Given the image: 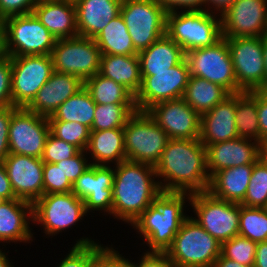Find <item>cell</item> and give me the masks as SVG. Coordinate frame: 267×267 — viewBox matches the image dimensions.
I'll return each mask as SVG.
<instances>
[{
  "instance_id": "obj_29",
  "label": "cell",
  "mask_w": 267,
  "mask_h": 267,
  "mask_svg": "<svg viewBox=\"0 0 267 267\" xmlns=\"http://www.w3.org/2000/svg\"><path fill=\"white\" fill-rule=\"evenodd\" d=\"M86 153H91L93 165L109 166L127 160L124 128H115L101 131H91Z\"/></svg>"
},
{
  "instance_id": "obj_1",
  "label": "cell",
  "mask_w": 267,
  "mask_h": 267,
  "mask_svg": "<svg viewBox=\"0 0 267 267\" xmlns=\"http://www.w3.org/2000/svg\"><path fill=\"white\" fill-rule=\"evenodd\" d=\"M155 171L163 192H206L210 183L206 147L199 139H169Z\"/></svg>"
},
{
  "instance_id": "obj_20",
  "label": "cell",
  "mask_w": 267,
  "mask_h": 267,
  "mask_svg": "<svg viewBox=\"0 0 267 267\" xmlns=\"http://www.w3.org/2000/svg\"><path fill=\"white\" fill-rule=\"evenodd\" d=\"M3 164L17 199L33 205L43 195L42 159L10 153Z\"/></svg>"
},
{
  "instance_id": "obj_52",
  "label": "cell",
  "mask_w": 267,
  "mask_h": 267,
  "mask_svg": "<svg viewBox=\"0 0 267 267\" xmlns=\"http://www.w3.org/2000/svg\"><path fill=\"white\" fill-rule=\"evenodd\" d=\"M0 197L4 200L17 199L3 162H0Z\"/></svg>"
},
{
  "instance_id": "obj_50",
  "label": "cell",
  "mask_w": 267,
  "mask_h": 267,
  "mask_svg": "<svg viewBox=\"0 0 267 267\" xmlns=\"http://www.w3.org/2000/svg\"><path fill=\"white\" fill-rule=\"evenodd\" d=\"M167 13L181 11H203V0H155Z\"/></svg>"
},
{
  "instance_id": "obj_54",
  "label": "cell",
  "mask_w": 267,
  "mask_h": 267,
  "mask_svg": "<svg viewBox=\"0 0 267 267\" xmlns=\"http://www.w3.org/2000/svg\"><path fill=\"white\" fill-rule=\"evenodd\" d=\"M254 267H267V241L257 243Z\"/></svg>"
},
{
  "instance_id": "obj_56",
  "label": "cell",
  "mask_w": 267,
  "mask_h": 267,
  "mask_svg": "<svg viewBox=\"0 0 267 267\" xmlns=\"http://www.w3.org/2000/svg\"><path fill=\"white\" fill-rule=\"evenodd\" d=\"M262 49L264 56V71H265V91L267 90V34L262 36Z\"/></svg>"
},
{
  "instance_id": "obj_18",
  "label": "cell",
  "mask_w": 267,
  "mask_h": 267,
  "mask_svg": "<svg viewBox=\"0 0 267 267\" xmlns=\"http://www.w3.org/2000/svg\"><path fill=\"white\" fill-rule=\"evenodd\" d=\"M222 37H262L267 34V0H236L221 16Z\"/></svg>"
},
{
  "instance_id": "obj_47",
  "label": "cell",
  "mask_w": 267,
  "mask_h": 267,
  "mask_svg": "<svg viewBox=\"0 0 267 267\" xmlns=\"http://www.w3.org/2000/svg\"><path fill=\"white\" fill-rule=\"evenodd\" d=\"M38 0H0V18L32 13Z\"/></svg>"
},
{
  "instance_id": "obj_28",
  "label": "cell",
  "mask_w": 267,
  "mask_h": 267,
  "mask_svg": "<svg viewBox=\"0 0 267 267\" xmlns=\"http://www.w3.org/2000/svg\"><path fill=\"white\" fill-rule=\"evenodd\" d=\"M137 55L141 76H153V72L167 71L185 59L184 50L167 34Z\"/></svg>"
},
{
  "instance_id": "obj_36",
  "label": "cell",
  "mask_w": 267,
  "mask_h": 267,
  "mask_svg": "<svg viewBox=\"0 0 267 267\" xmlns=\"http://www.w3.org/2000/svg\"><path fill=\"white\" fill-rule=\"evenodd\" d=\"M137 111L135 104H96L91 131L124 128Z\"/></svg>"
},
{
  "instance_id": "obj_35",
  "label": "cell",
  "mask_w": 267,
  "mask_h": 267,
  "mask_svg": "<svg viewBox=\"0 0 267 267\" xmlns=\"http://www.w3.org/2000/svg\"><path fill=\"white\" fill-rule=\"evenodd\" d=\"M96 104H135V96L122 84L96 73L84 81Z\"/></svg>"
},
{
  "instance_id": "obj_8",
  "label": "cell",
  "mask_w": 267,
  "mask_h": 267,
  "mask_svg": "<svg viewBox=\"0 0 267 267\" xmlns=\"http://www.w3.org/2000/svg\"><path fill=\"white\" fill-rule=\"evenodd\" d=\"M166 14L155 0L122 1L120 15L138 53L166 34Z\"/></svg>"
},
{
  "instance_id": "obj_46",
  "label": "cell",
  "mask_w": 267,
  "mask_h": 267,
  "mask_svg": "<svg viewBox=\"0 0 267 267\" xmlns=\"http://www.w3.org/2000/svg\"><path fill=\"white\" fill-rule=\"evenodd\" d=\"M11 74V57L5 55L0 58V109L12 105Z\"/></svg>"
},
{
  "instance_id": "obj_16",
  "label": "cell",
  "mask_w": 267,
  "mask_h": 267,
  "mask_svg": "<svg viewBox=\"0 0 267 267\" xmlns=\"http://www.w3.org/2000/svg\"><path fill=\"white\" fill-rule=\"evenodd\" d=\"M189 77L190 71L185 59L167 71L153 72V76H141L142 84L135 96L137 111H146L158 102L182 98Z\"/></svg>"
},
{
  "instance_id": "obj_55",
  "label": "cell",
  "mask_w": 267,
  "mask_h": 267,
  "mask_svg": "<svg viewBox=\"0 0 267 267\" xmlns=\"http://www.w3.org/2000/svg\"><path fill=\"white\" fill-rule=\"evenodd\" d=\"M213 267H251V266L240 264L236 261L230 260V259L220 255L215 260Z\"/></svg>"
},
{
  "instance_id": "obj_13",
  "label": "cell",
  "mask_w": 267,
  "mask_h": 267,
  "mask_svg": "<svg viewBox=\"0 0 267 267\" xmlns=\"http://www.w3.org/2000/svg\"><path fill=\"white\" fill-rule=\"evenodd\" d=\"M239 92L265 91L262 37L225 38Z\"/></svg>"
},
{
  "instance_id": "obj_15",
  "label": "cell",
  "mask_w": 267,
  "mask_h": 267,
  "mask_svg": "<svg viewBox=\"0 0 267 267\" xmlns=\"http://www.w3.org/2000/svg\"><path fill=\"white\" fill-rule=\"evenodd\" d=\"M50 133L48 117L18 107L9 126V151L13 154L42 158Z\"/></svg>"
},
{
  "instance_id": "obj_59",
  "label": "cell",
  "mask_w": 267,
  "mask_h": 267,
  "mask_svg": "<svg viewBox=\"0 0 267 267\" xmlns=\"http://www.w3.org/2000/svg\"><path fill=\"white\" fill-rule=\"evenodd\" d=\"M3 250L0 249V267H14L11 265L9 258H7V254L2 252Z\"/></svg>"
},
{
  "instance_id": "obj_12",
  "label": "cell",
  "mask_w": 267,
  "mask_h": 267,
  "mask_svg": "<svg viewBox=\"0 0 267 267\" xmlns=\"http://www.w3.org/2000/svg\"><path fill=\"white\" fill-rule=\"evenodd\" d=\"M12 105L26 108L54 72L51 55L11 57Z\"/></svg>"
},
{
  "instance_id": "obj_5",
  "label": "cell",
  "mask_w": 267,
  "mask_h": 267,
  "mask_svg": "<svg viewBox=\"0 0 267 267\" xmlns=\"http://www.w3.org/2000/svg\"><path fill=\"white\" fill-rule=\"evenodd\" d=\"M166 34L184 52L213 46L222 38L221 17L205 11L167 13Z\"/></svg>"
},
{
  "instance_id": "obj_48",
  "label": "cell",
  "mask_w": 267,
  "mask_h": 267,
  "mask_svg": "<svg viewBox=\"0 0 267 267\" xmlns=\"http://www.w3.org/2000/svg\"><path fill=\"white\" fill-rule=\"evenodd\" d=\"M17 106H8L0 109V162L10 154L9 151V126L13 112Z\"/></svg>"
},
{
  "instance_id": "obj_39",
  "label": "cell",
  "mask_w": 267,
  "mask_h": 267,
  "mask_svg": "<svg viewBox=\"0 0 267 267\" xmlns=\"http://www.w3.org/2000/svg\"><path fill=\"white\" fill-rule=\"evenodd\" d=\"M49 124L54 136L76 146L80 151H86L91 133L89 127L68 121H49Z\"/></svg>"
},
{
  "instance_id": "obj_57",
  "label": "cell",
  "mask_w": 267,
  "mask_h": 267,
  "mask_svg": "<svg viewBox=\"0 0 267 267\" xmlns=\"http://www.w3.org/2000/svg\"><path fill=\"white\" fill-rule=\"evenodd\" d=\"M5 55L4 20L0 19V58Z\"/></svg>"
},
{
  "instance_id": "obj_7",
  "label": "cell",
  "mask_w": 267,
  "mask_h": 267,
  "mask_svg": "<svg viewBox=\"0 0 267 267\" xmlns=\"http://www.w3.org/2000/svg\"><path fill=\"white\" fill-rule=\"evenodd\" d=\"M169 141L168 135L146 111H136L124 127L126 158L155 167Z\"/></svg>"
},
{
  "instance_id": "obj_60",
  "label": "cell",
  "mask_w": 267,
  "mask_h": 267,
  "mask_svg": "<svg viewBox=\"0 0 267 267\" xmlns=\"http://www.w3.org/2000/svg\"><path fill=\"white\" fill-rule=\"evenodd\" d=\"M4 201V199L2 197H0V204Z\"/></svg>"
},
{
  "instance_id": "obj_38",
  "label": "cell",
  "mask_w": 267,
  "mask_h": 267,
  "mask_svg": "<svg viewBox=\"0 0 267 267\" xmlns=\"http://www.w3.org/2000/svg\"><path fill=\"white\" fill-rule=\"evenodd\" d=\"M240 205L267 208V164L260 158L253 164L247 192Z\"/></svg>"
},
{
  "instance_id": "obj_17",
  "label": "cell",
  "mask_w": 267,
  "mask_h": 267,
  "mask_svg": "<svg viewBox=\"0 0 267 267\" xmlns=\"http://www.w3.org/2000/svg\"><path fill=\"white\" fill-rule=\"evenodd\" d=\"M169 139H199L201 116L183 98L158 102L146 110Z\"/></svg>"
},
{
  "instance_id": "obj_31",
  "label": "cell",
  "mask_w": 267,
  "mask_h": 267,
  "mask_svg": "<svg viewBox=\"0 0 267 267\" xmlns=\"http://www.w3.org/2000/svg\"><path fill=\"white\" fill-rule=\"evenodd\" d=\"M229 95L230 93L220 85L190 76L182 98L201 116Z\"/></svg>"
},
{
  "instance_id": "obj_53",
  "label": "cell",
  "mask_w": 267,
  "mask_h": 267,
  "mask_svg": "<svg viewBox=\"0 0 267 267\" xmlns=\"http://www.w3.org/2000/svg\"><path fill=\"white\" fill-rule=\"evenodd\" d=\"M235 1L236 0H203V11L208 12L210 14L220 13L219 16L221 17L234 4Z\"/></svg>"
},
{
  "instance_id": "obj_32",
  "label": "cell",
  "mask_w": 267,
  "mask_h": 267,
  "mask_svg": "<svg viewBox=\"0 0 267 267\" xmlns=\"http://www.w3.org/2000/svg\"><path fill=\"white\" fill-rule=\"evenodd\" d=\"M101 55H137L126 24L119 14L94 38Z\"/></svg>"
},
{
  "instance_id": "obj_24",
  "label": "cell",
  "mask_w": 267,
  "mask_h": 267,
  "mask_svg": "<svg viewBox=\"0 0 267 267\" xmlns=\"http://www.w3.org/2000/svg\"><path fill=\"white\" fill-rule=\"evenodd\" d=\"M33 13L57 40L78 35L75 3L70 0H38Z\"/></svg>"
},
{
  "instance_id": "obj_40",
  "label": "cell",
  "mask_w": 267,
  "mask_h": 267,
  "mask_svg": "<svg viewBox=\"0 0 267 267\" xmlns=\"http://www.w3.org/2000/svg\"><path fill=\"white\" fill-rule=\"evenodd\" d=\"M257 243L237 235L221 244V255L240 264L254 267Z\"/></svg>"
},
{
  "instance_id": "obj_14",
  "label": "cell",
  "mask_w": 267,
  "mask_h": 267,
  "mask_svg": "<svg viewBox=\"0 0 267 267\" xmlns=\"http://www.w3.org/2000/svg\"><path fill=\"white\" fill-rule=\"evenodd\" d=\"M86 214L84 201L72 192L43 194L33 204L32 223L41 224L50 237L76 225Z\"/></svg>"
},
{
  "instance_id": "obj_26",
  "label": "cell",
  "mask_w": 267,
  "mask_h": 267,
  "mask_svg": "<svg viewBox=\"0 0 267 267\" xmlns=\"http://www.w3.org/2000/svg\"><path fill=\"white\" fill-rule=\"evenodd\" d=\"M123 0H76L78 35L94 38L120 14Z\"/></svg>"
},
{
  "instance_id": "obj_27",
  "label": "cell",
  "mask_w": 267,
  "mask_h": 267,
  "mask_svg": "<svg viewBox=\"0 0 267 267\" xmlns=\"http://www.w3.org/2000/svg\"><path fill=\"white\" fill-rule=\"evenodd\" d=\"M253 164L239 165L215 172L210 177L208 192L221 200L240 204L246 195Z\"/></svg>"
},
{
  "instance_id": "obj_41",
  "label": "cell",
  "mask_w": 267,
  "mask_h": 267,
  "mask_svg": "<svg viewBox=\"0 0 267 267\" xmlns=\"http://www.w3.org/2000/svg\"><path fill=\"white\" fill-rule=\"evenodd\" d=\"M72 187L73 184L64 176L60 165L44 162L43 194L69 193Z\"/></svg>"
},
{
  "instance_id": "obj_10",
  "label": "cell",
  "mask_w": 267,
  "mask_h": 267,
  "mask_svg": "<svg viewBox=\"0 0 267 267\" xmlns=\"http://www.w3.org/2000/svg\"><path fill=\"white\" fill-rule=\"evenodd\" d=\"M190 76L200 77L225 88L230 94L239 93L229 46L221 38L213 46L185 52Z\"/></svg>"
},
{
  "instance_id": "obj_58",
  "label": "cell",
  "mask_w": 267,
  "mask_h": 267,
  "mask_svg": "<svg viewBox=\"0 0 267 267\" xmlns=\"http://www.w3.org/2000/svg\"><path fill=\"white\" fill-rule=\"evenodd\" d=\"M260 159L267 164V140L260 143Z\"/></svg>"
},
{
  "instance_id": "obj_4",
  "label": "cell",
  "mask_w": 267,
  "mask_h": 267,
  "mask_svg": "<svg viewBox=\"0 0 267 267\" xmlns=\"http://www.w3.org/2000/svg\"><path fill=\"white\" fill-rule=\"evenodd\" d=\"M166 254L174 267H213L221 255V243L189 216Z\"/></svg>"
},
{
  "instance_id": "obj_2",
  "label": "cell",
  "mask_w": 267,
  "mask_h": 267,
  "mask_svg": "<svg viewBox=\"0 0 267 267\" xmlns=\"http://www.w3.org/2000/svg\"><path fill=\"white\" fill-rule=\"evenodd\" d=\"M114 168L112 215L132 225L163 191L152 165L124 160Z\"/></svg>"
},
{
  "instance_id": "obj_33",
  "label": "cell",
  "mask_w": 267,
  "mask_h": 267,
  "mask_svg": "<svg viewBox=\"0 0 267 267\" xmlns=\"http://www.w3.org/2000/svg\"><path fill=\"white\" fill-rule=\"evenodd\" d=\"M95 108L96 103L85 87H83L60 105L54 113L48 117V120L81 123L91 129Z\"/></svg>"
},
{
  "instance_id": "obj_19",
  "label": "cell",
  "mask_w": 267,
  "mask_h": 267,
  "mask_svg": "<svg viewBox=\"0 0 267 267\" xmlns=\"http://www.w3.org/2000/svg\"><path fill=\"white\" fill-rule=\"evenodd\" d=\"M114 167L91 164L73 183L72 193L84 201L86 213L104 211L112 215Z\"/></svg>"
},
{
  "instance_id": "obj_11",
  "label": "cell",
  "mask_w": 267,
  "mask_h": 267,
  "mask_svg": "<svg viewBox=\"0 0 267 267\" xmlns=\"http://www.w3.org/2000/svg\"><path fill=\"white\" fill-rule=\"evenodd\" d=\"M51 57L54 71L73 74L83 81L100 70L101 52L92 38L77 35L58 39Z\"/></svg>"
},
{
  "instance_id": "obj_21",
  "label": "cell",
  "mask_w": 267,
  "mask_h": 267,
  "mask_svg": "<svg viewBox=\"0 0 267 267\" xmlns=\"http://www.w3.org/2000/svg\"><path fill=\"white\" fill-rule=\"evenodd\" d=\"M259 156L260 143L250 139L235 138L210 144L206 147L207 170L211 177L226 168L254 164Z\"/></svg>"
},
{
  "instance_id": "obj_43",
  "label": "cell",
  "mask_w": 267,
  "mask_h": 267,
  "mask_svg": "<svg viewBox=\"0 0 267 267\" xmlns=\"http://www.w3.org/2000/svg\"><path fill=\"white\" fill-rule=\"evenodd\" d=\"M91 267H129V260L113 247L91 244Z\"/></svg>"
},
{
  "instance_id": "obj_44",
  "label": "cell",
  "mask_w": 267,
  "mask_h": 267,
  "mask_svg": "<svg viewBox=\"0 0 267 267\" xmlns=\"http://www.w3.org/2000/svg\"><path fill=\"white\" fill-rule=\"evenodd\" d=\"M57 267H91V244L97 243L90 238H80Z\"/></svg>"
},
{
  "instance_id": "obj_42",
  "label": "cell",
  "mask_w": 267,
  "mask_h": 267,
  "mask_svg": "<svg viewBox=\"0 0 267 267\" xmlns=\"http://www.w3.org/2000/svg\"><path fill=\"white\" fill-rule=\"evenodd\" d=\"M79 151L76 146L57 138L50 132L47 136L41 159L43 162L57 163L75 156Z\"/></svg>"
},
{
  "instance_id": "obj_25",
  "label": "cell",
  "mask_w": 267,
  "mask_h": 267,
  "mask_svg": "<svg viewBox=\"0 0 267 267\" xmlns=\"http://www.w3.org/2000/svg\"><path fill=\"white\" fill-rule=\"evenodd\" d=\"M29 221L33 222L31 203L20 199L4 200L0 204V242H32Z\"/></svg>"
},
{
  "instance_id": "obj_6",
  "label": "cell",
  "mask_w": 267,
  "mask_h": 267,
  "mask_svg": "<svg viewBox=\"0 0 267 267\" xmlns=\"http://www.w3.org/2000/svg\"><path fill=\"white\" fill-rule=\"evenodd\" d=\"M4 36L5 54L10 57L51 55L57 41L33 12L6 18Z\"/></svg>"
},
{
  "instance_id": "obj_30",
  "label": "cell",
  "mask_w": 267,
  "mask_h": 267,
  "mask_svg": "<svg viewBox=\"0 0 267 267\" xmlns=\"http://www.w3.org/2000/svg\"><path fill=\"white\" fill-rule=\"evenodd\" d=\"M99 74L122 84L134 96L142 84L138 55H101Z\"/></svg>"
},
{
  "instance_id": "obj_9",
  "label": "cell",
  "mask_w": 267,
  "mask_h": 267,
  "mask_svg": "<svg viewBox=\"0 0 267 267\" xmlns=\"http://www.w3.org/2000/svg\"><path fill=\"white\" fill-rule=\"evenodd\" d=\"M189 204L197 217H192L221 244L239 235L240 204L212 196L208 191L194 193Z\"/></svg>"
},
{
  "instance_id": "obj_49",
  "label": "cell",
  "mask_w": 267,
  "mask_h": 267,
  "mask_svg": "<svg viewBox=\"0 0 267 267\" xmlns=\"http://www.w3.org/2000/svg\"><path fill=\"white\" fill-rule=\"evenodd\" d=\"M141 257L139 263L129 261V267H174L166 252L146 251Z\"/></svg>"
},
{
  "instance_id": "obj_45",
  "label": "cell",
  "mask_w": 267,
  "mask_h": 267,
  "mask_svg": "<svg viewBox=\"0 0 267 267\" xmlns=\"http://www.w3.org/2000/svg\"><path fill=\"white\" fill-rule=\"evenodd\" d=\"M86 154V151H79L75 156L55 163L61 166L64 176H66L72 184L91 165L86 158Z\"/></svg>"
},
{
  "instance_id": "obj_22",
  "label": "cell",
  "mask_w": 267,
  "mask_h": 267,
  "mask_svg": "<svg viewBox=\"0 0 267 267\" xmlns=\"http://www.w3.org/2000/svg\"><path fill=\"white\" fill-rule=\"evenodd\" d=\"M83 87L84 81L80 77L54 71L26 108L38 115L49 117Z\"/></svg>"
},
{
  "instance_id": "obj_37",
  "label": "cell",
  "mask_w": 267,
  "mask_h": 267,
  "mask_svg": "<svg viewBox=\"0 0 267 267\" xmlns=\"http://www.w3.org/2000/svg\"><path fill=\"white\" fill-rule=\"evenodd\" d=\"M239 235L256 243L267 241V208L240 205Z\"/></svg>"
},
{
  "instance_id": "obj_23",
  "label": "cell",
  "mask_w": 267,
  "mask_h": 267,
  "mask_svg": "<svg viewBox=\"0 0 267 267\" xmlns=\"http://www.w3.org/2000/svg\"><path fill=\"white\" fill-rule=\"evenodd\" d=\"M236 93L230 94L210 111L201 115V143L210 144L239 138L236 129Z\"/></svg>"
},
{
  "instance_id": "obj_51",
  "label": "cell",
  "mask_w": 267,
  "mask_h": 267,
  "mask_svg": "<svg viewBox=\"0 0 267 267\" xmlns=\"http://www.w3.org/2000/svg\"><path fill=\"white\" fill-rule=\"evenodd\" d=\"M257 113L261 142L267 140V92L257 91Z\"/></svg>"
},
{
  "instance_id": "obj_34",
  "label": "cell",
  "mask_w": 267,
  "mask_h": 267,
  "mask_svg": "<svg viewBox=\"0 0 267 267\" xmlns=\"http://www.w3.org/2000/svg\"><path fill=\"white\" fill-rule=\"evenodd\" d=\"M236 129L239 138L261 143L257 91L236 93Z\"/></svg>"
},
{
  "instance_id": "obj_3",
  "label": "cell",
  "mask_w": 267,
  "mask_h": 267,
  "mask_svg": "<svg viewBox=\"0 0 267 267\" xmlns=\"http://www.w3.org/2000/svg\"><path fill=\"white\" fill-rule=\"evenodd\" d=\"M192 194L162 192L131 226L138 230L150 251L166 252L183 222L185 201ZM187 199V200H186Z\"/></svg>"
}]
</instances>
